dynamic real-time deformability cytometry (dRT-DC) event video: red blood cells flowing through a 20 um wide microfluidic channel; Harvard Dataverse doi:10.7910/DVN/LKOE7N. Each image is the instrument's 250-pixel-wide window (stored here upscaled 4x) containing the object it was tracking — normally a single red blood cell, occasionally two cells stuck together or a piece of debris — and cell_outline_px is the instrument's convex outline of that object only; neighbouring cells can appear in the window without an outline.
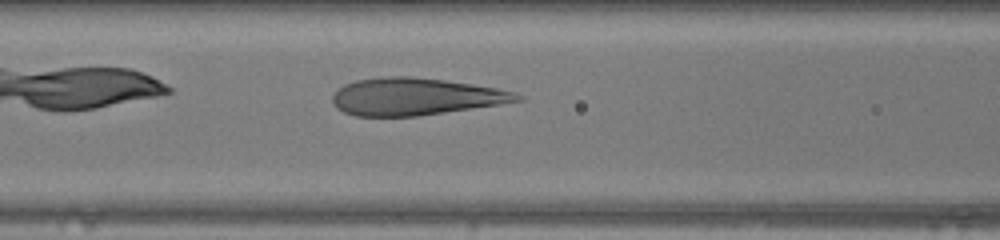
{"species": "human", "species_latin": "Homo sapiens", "temperature_condition": "warm", "stored_images_in_passage": 30, "camera_frame_rate_fps": 3000, "um_per_image_px": 0.085, "donor": {"sex": "female"}, "frame": {"image": 1, "passage_image": 7, "time_ms": 2.0, "image_size_px": [1000, 240], "cell_outline_px": [[524, 100], [500, 104], [416, 116], [356, 116], [344, 112], [336, 108], [332, 100], [332, 96], [344, 84], [356, 80], [384, 76], [408, 76], [444, 80], [472, 84], [496, 88], [516, 92], [524, 96]], "centroid_in_image_um": [35.3, 8.21], "position_along_channel_um": 131.3, "area_um2": 39.88}}
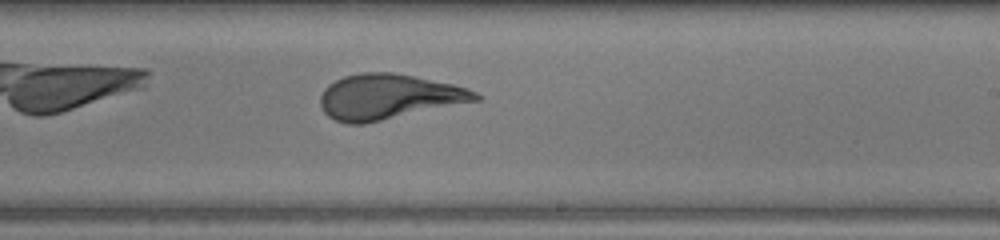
{"frame": {"image": 2, "passage_image": 16, "time_ms": 5.0, "image_size_px": [1000, 240], "cell_outline_px": [[484, 96], [480, 100], [364, 124], [348, 124], [336, 120], [328, 116], [324, 112], [320, 104], [320, 96], [324, 88], [328, 84], [344, 76], [360, 72], [392, 72], [452, 84], [468, 88]], "centroid_in_image_um": [33.02, 8.23], "position_along_channel_um": 256.0, "area_um2": 40.86}}
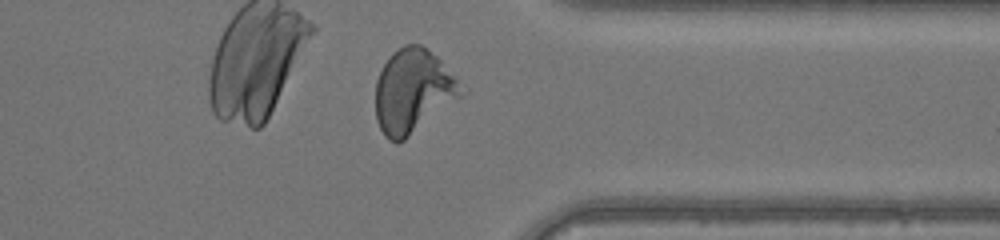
{"frame": {"image": 3, "passage_image": 25, "time_ms": 8.0, "image_size_px": [1000, 240], "cell_outline_px": [[468, 92], [464, 96], [404, 140], [396, 144], [388, 140], [384, 136], [376, 120], [376, 80], [388, 56], [392, 52], [404, 44], [420, 44], [436, 56], [456, 76]], "centroid_in_image_um": [35.14, 7.76], "position_along_channel_um": 376.3, "area_um2": 42.37}, "authors_computed_cell_mechanics": {"area_um2": 40.4889, "velocity_mm_per_s": 4.1652, "shape_relaxation_time_tau1_ms": 5.7304, "shape_relaxation_time_tau2_ms": null, "deformation_change_tau1": 0.2651, "deformation_change_tau2": null}}